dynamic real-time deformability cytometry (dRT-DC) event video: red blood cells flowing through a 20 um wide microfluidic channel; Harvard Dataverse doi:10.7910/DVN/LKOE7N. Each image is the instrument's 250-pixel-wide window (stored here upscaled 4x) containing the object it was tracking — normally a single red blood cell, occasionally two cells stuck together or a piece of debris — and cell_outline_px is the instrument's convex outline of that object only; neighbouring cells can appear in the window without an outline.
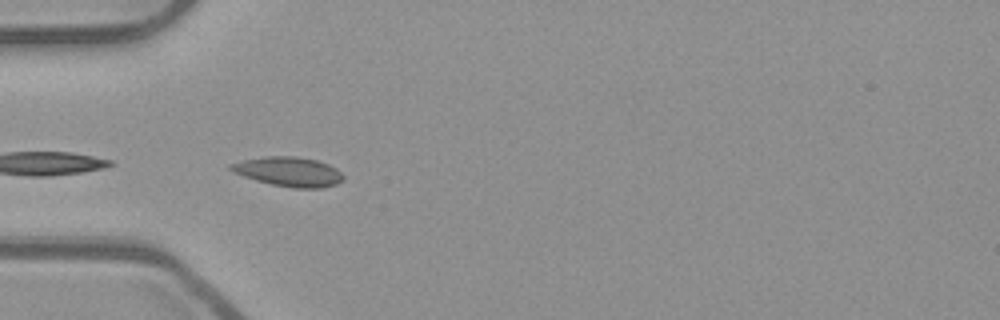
{"species": "common noctule bat (a hibernating species)", "species_latin": "Nyctalus noctula", "temperature_condition": "room temperature", "stored_images_in_passage": 5, "camera_frame_rate_fps": 3000, "um_per_image_px": 0.085, "animal": {"sex": "male", "body_mass_g": 23.1, "forearm_length_mm": 52.7}, "frame": {"image": 1, "passage_image": 1, "time_ms": 0.0, "image_size_px": [1000, 320], "cell_outline_px": [[344, 180], [336, 184], [324, 188], [292, 188], [272, 184], [256, 180], [244, 176], [228, 168], [228, 164], [244, 160], [268, 156], [296, 156], [316, 160], [328, 164], [336, 168], [344, 176]], "centroid_in_image_um": [24.58, 14.6], "position_along_channel_um": 60.4, "area_um2": 19.25}}